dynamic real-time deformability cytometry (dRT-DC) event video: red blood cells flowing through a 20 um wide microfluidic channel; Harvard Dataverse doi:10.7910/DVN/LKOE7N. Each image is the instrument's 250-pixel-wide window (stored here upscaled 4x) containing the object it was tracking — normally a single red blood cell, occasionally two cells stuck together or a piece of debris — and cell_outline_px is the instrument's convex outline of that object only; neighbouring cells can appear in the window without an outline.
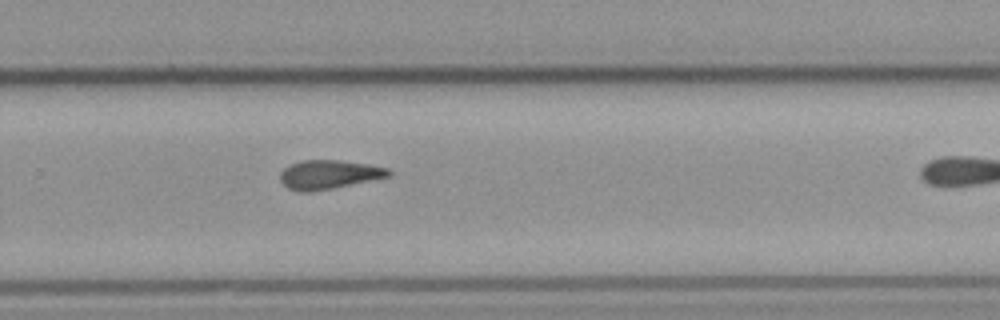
{"species": "common noctule bat (a hibernating species)", "species_latin": "Nyctalus noctula", "temperature_condition": "cold", "stored_images_in_passage": 22, "camera_frame_rate_fps": 3000, "um_per_image_px": 0.085, "animal": {"sex": "male", "body_mass_g": 23.1, "forearm_length_mm": 52.7}, "frame": {"image": 1, "passage_image": 19, "time_ms": 6.0, "image_size_px": [1000, 320], "cell_outline_px": [[392, 176], [312, 192], [300, 192], [288, 188], [280, 180], [280, 172], [284, 168], [292, 164], [304, 160], [336, 160], [368, 164], [388, 168], [392, 172]], "centroid_in_image_um": [27.97, 14.84], "position_along_channel_um": 301.8, "area_um2": 18.21}}